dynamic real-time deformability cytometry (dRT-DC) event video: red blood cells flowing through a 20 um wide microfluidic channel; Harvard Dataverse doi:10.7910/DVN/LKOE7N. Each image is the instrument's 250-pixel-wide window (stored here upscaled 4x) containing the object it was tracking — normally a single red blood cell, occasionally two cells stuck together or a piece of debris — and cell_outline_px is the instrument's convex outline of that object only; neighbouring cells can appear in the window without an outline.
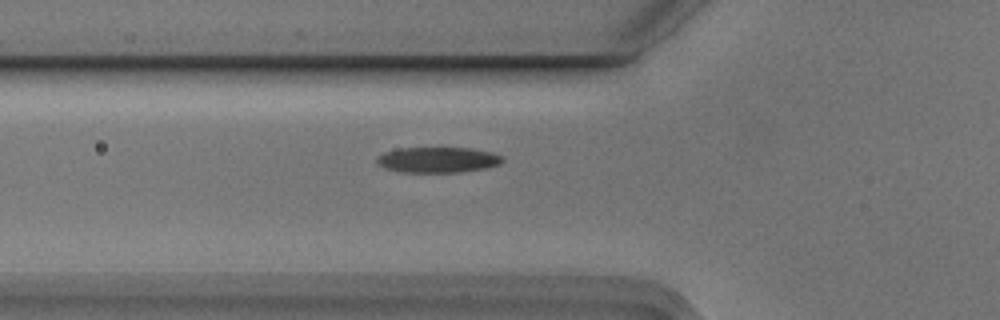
{"species": "Egyptian fruit bat (a non-hibernating species)", "species_latin": "Rousettus aegyptiacus", "temperature_condition": "cold", "stored_images_in_passage": 5, "camera_frame_rate_fps": 3000, "um_per_image_px": 0.085, "animal": {"sex": "male"}, "frame": {"image": 1, "passage_image": 5, "time_ms": 1.333, "image_size_px": [1000, 320], "cell_outline_px": [[504, 160], [500, 164], [484, 168], [460, 172], [400, 172], [384, 168], [376, 160], [376, 156], [384, 152], [400, 148], [472, 148], [492, 152], [504, 156]], "centroid_in_image_um": [37.23, 13.58], "position_along_channel_um": 88.6, "area_um2": 18.79}}